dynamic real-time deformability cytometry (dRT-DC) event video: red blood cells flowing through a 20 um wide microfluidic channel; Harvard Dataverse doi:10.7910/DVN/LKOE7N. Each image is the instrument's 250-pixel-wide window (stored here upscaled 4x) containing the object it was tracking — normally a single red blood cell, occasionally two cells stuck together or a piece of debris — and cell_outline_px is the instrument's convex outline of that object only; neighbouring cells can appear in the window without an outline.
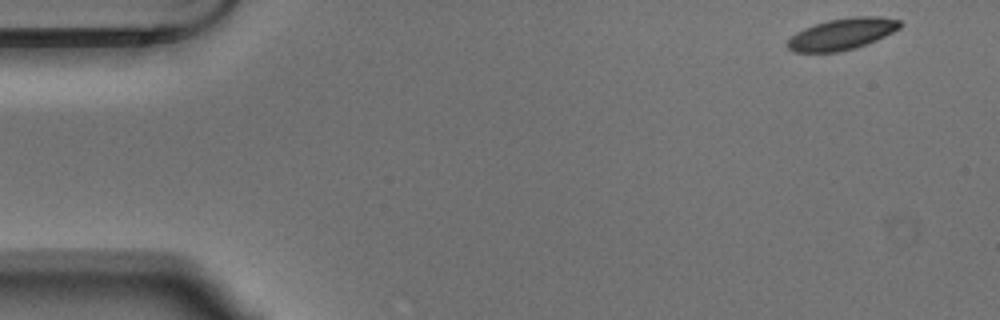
{"species": "Egyptian fruit bat (a non-hibernating species)", "species_latin": "Rousettus aegyptiacus", "temperature_condition": "warm", "stored_images_in_passage": 53, "camera_frame_rate_fps": 3000, "um_per_image_px": 0.085, "animal": {"sex": "male"}, "frame": {"image": 1, "passage_image": 1, "time_ms": 0.0, "image_size_px": [1000, 320], "cell_outline_px": [[904, 24], [900, 28], [876, 40], [852, 48], [836, 52], [796, 52], [788, 48], [788, 40], [796, 32], [804, 28], [828, 20], [852, 16], [880, 16], [900, 20]], "centroid_in_image_um": [71.6, 2.87], "position_along_channel_um": 13.4, "area_um2": 20.4}}
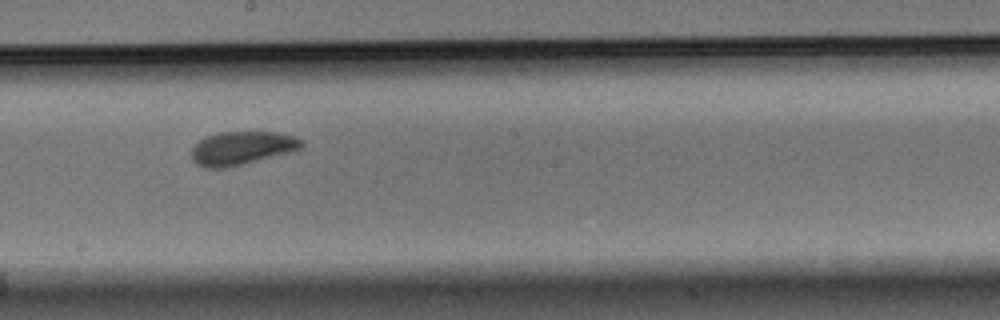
{"frame": {"image": 2, "passage_image": 28, "time_ms": 9.0, "image_size_px": [1000, 320], "cell_outline_px": [[304, 144], [300, 148], [292, 152], [244, 164], [224, 168], [204, 168], [196, 164], [192, 160], [192, 148], [204, 136], [220, 132], [280, 132], [304, 140]], "centroid_in_image_um": [20.56, 12.59], "position_along_channel_um": 227.6, "area_um2": 21.62}}
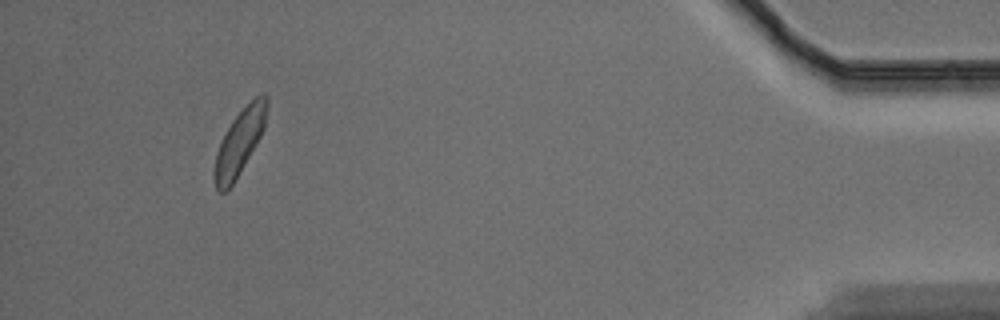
{"frame": {"image": 3, "passage_image": 49, "time_ms": 16.0, "image_size_px": [1000, 320], "cell_outline_px": [[268, 108], [264, 128], [256, 144], [232, 184], [224, 192], [220, 192], [216, 188], [212, 176], [212, 172], [216, 152], [220, 140], [232, 120], [260, 92], [264, 92], [268, 96]], "centroid_in_image_um": [20.34, 12.06], "position_along_channel_um": 414.9, "area_um2": 19.88}, "authors_computed_cell_mechanics": {"area_um2": 21.097, "velocity_mm_per_s": 3.6307, "shape_relaxation_time_tau1_ms": 2.5189, "shape_relaxation_time_tau2_ms": 7.1141, "deformation_change_tau1": 0.0887, "deformation_change_tau2": 0.1035}}